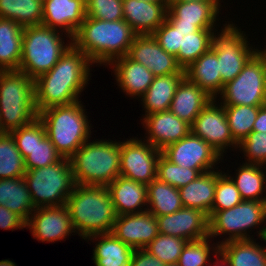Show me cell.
Listing matches in <instances>:
<instances>
[{
    "label": "cell",
    "instance_id": "cell-10",
    "mask_svg": "<svg viewBox=\"0 0 266 266\" xmlns=\"http://www.w3.org/2000/svg\"><path fill=\"white\" fill-rule=\"evenodd\" d=\"M223 26L217 35L214 31L211 48L216 52L222 84L225 85L238 76L259 49L249 46L245 32L238 29L234 23L228 22Z\"/></svg>",
    "mask_w": 266,
    "mask_h": 266
},
{
    "label": "cell",
    "instance_id": "cell-12",
    "mask_svg": "<svg viewBox=\"0 0 266 266\" xmlns=\"http://www.w3.org/2000/svg\"><path fill=\"white\" fill-rule=\"evenodd\" d=\"M161 154V150L136 137L121 142L120 175L150 184L157 178V163Z\"/></svg>",
    "mask_w": 266,
    "mask_h": 266
},
{
    "label": "cell",
    "instance_id": "cell-52",
    "mask_svg": "<svg viewBox=\"0 0 266 266\" xmlns=\"http://www.w3.org/2000/svg\"><path fill=\"white\" fill-rule=\"evenodd\" d=\"M264 105L266 106V49L264 48Z\"/></svg>",
    "mask_w": 266,
    "mask_h": 266
},
{
    "label": "cell",
    "instance_id": "cell-47",
    "mask_svg": "<svg viewBox=\"0 0 266 266\" xmlns=\"http://www.w3.org/2000/svg\"><path fill=\"white\" fill-rule=\"evenodd\" d=\"M10 133L16 142L19 152L25 158L35 146V120Z\"/></svg>",
    "mask_w": 266,
    "mask_h": 266
},
{
    "label": "cell",
    "instance_id": "cell-34",
    "mask_svg": "<svg viewBox=\"0 0 266 266\" xmlns=\"http://www.w3.org/2000/svg\"><path fill=\"white\" fill-rule=\"evenodd\" d=\"M265 167L257 164L243 163L236 170L235 178L227 173L235 183L243 200L266 201V195L262 196L266 191V171L263 172L266 169Z\"/></svg>",
    "mask_w": 266,
    "mask_h": 266
},
{
    "label": "cell",
    "instance_id": "cell-3",
    "mask_svg": "<svg viewBox=\"0 0 266 266\" xmlns=\"http://www.w3.org/2000/svg\"><path fill=\"white\" fill-rule=\"evenodd\" d=\"M65 205L75 233L84 240L111 233L117 215L107 186L76 184Z\"/></svg>",
    "mask_w": 266,
    "mask_h": 266
},
{
    "label": "cell",
    "instance_id": "cell-21",
    "mask_svg": "<svg viewBox=\"0 0 266 266\" xmlns=\"http://www.w3.org/2000/svg\"><path fill=\"white\" fill-rule=\"evenodd\" d=\"M123 19L136 35H152L166 20L169 4L123 0Z\"/></svg>",
    "mask_w": 266,
    "mask_h": 266
},
{
    "label": "cell",
    "instance_id": "cell-6",
    "mask_svg": "<svg viewBox=\"0 0 266 266\" xmlns=\"http://www.w3.org/2000/svg\"><path fill=\"white\" fill-rule=\"evenodd\" d=\"M90 140L70 158L75 184L108 186L120 175L121 141Z\"/></svg>",
    "mask_w": 266,
    "mask_h": 266
},
{
    "label": "cell",
    "instance_id": "cell-16",
    "mask_svg": "<svg viewBox=\"0 0 266 266\" xmlns=\"http://www.w3.org/2000/svg\"><path fill=\"white\" fill-rule=\"evenodd\" d=\"M127 56L147 67L155 76L185 73L176 57L161 48L153 35H136Z\"/></svg>",
    "mask_w": 266,
    "mask_h": 266
},
{
    "label": "cell",
    "instance_id": "cell-9",
    "mask_svg": "<svg viewBox=\"0 0 266 266\" xmlns=\"http://www.w3.org/2000/svg\"><path fill=\"white\" fill-rule=\"evenodd\" d=\"M266 221V201L243 200L234 207L215 212L209 219V237L229 235L218 245L238 240H249L247 230L258 227ZM262 223V224H261Z\"/></svg>",
    "mask_w": 266,
    "mask_h": 266
},
{
    "label": "cell",
    "instance_id": "cell-4",
    "mask_svg": "<svg viewBox=\"0 0 266 266\" xmlns=\"http://www.w3.org/2000/svg\"><path fill=\"white\" fill-rule=\"evenodd\" d=\"M85 110L81 101H77L49 107L38 113L48 138L62 158L70 159L91 137L92 126Z\"/></svg>",
    "mask_w": 266,
    "mask_h": 266
},
{
    "label": "cell",
    "instance_id": "cell-38",
    "mask_svg": "<svg viewBox=\"0 0 266 266\" xmlns=\"http://www.w3.org/2000/svg\"><path fill=\"white\" fill-rule=\"evenodd\" d=\"M24 158L11 133H0V180L21 178L25 175Z\"/></svg>",
    "mask_w": 266,
    "mask_h": 266
},
{
    "label": "cell",
    "instance_id": "cell-46",
    "mask_svg": "<svg viewBox=\"0 0 266 266\" xmlns=\"http://www.w3.org/2000/svg\"><path fill=\"white\" fill-rule=\"evenodd\" d=\"M213 33L214 29H200L193 33V36L187 38L185 68L211 48Z\"/></svg>",
    "mask_w": 266,
    "mask_h": 266
},
{
    "label": "cell",
    "instance_id": "cell-28",
    "mask_svg": "<svg viewBox=\"0 0 266 266\" xmlns=\"http://www.w3.org/2000/svg\"><path fill=\"white\" fill-rule=\"evenodd\" d=\"M200 28L196 25L180 24V22H169L167 19L152 34L160 47L176 57L178 64L185 69L186 41Z\"/></svg>",
    "mask_w": 266,
    "mask_h": 266
},
{
    "label": "cell",
    "instance_id": "cell-37",
    "mask_svg": "<svg viewBox=\"0 0 266 266\" xmlns=\"http://www.w3.org/2000/svg\"><path fill=\"white\" fill-rule=\"evenodd\" d=\"M61 155L48 138L43 122L35 119V146L24 158L26 170L46 167L61 160Z\"/></svg>",
    "mask_w": 266,
    "mask_h": 266
},
{
    "label": "cell",
    "instance_id": "cell-1",
    "mask_svg": "<svg viewBox=\"0 0 266 266\" xmlns=\"http://www.w3.org/2000/svg\"><path fill=\"white\" fill-rule=\"evenodd\" d=\"M92 64L93 62L72 44L50 71L34 80L38 113L49 107L79 101L90 79Z\"/></svg>",
    "mask_w": 266,
    "mask_h": 266
},
{
    "label": "cell",
    "instance_id": "cell-51",
    "mask_svg": "<svg viewBox=\"0 0 266 266\" xmlns=\"http://www.w3.org/2000/svg\"><path fill=\"white\" fill-rule=\"evenodd\" d=\"M190 1L211 2L218 10H221L220 0H170V2H190Z\"/></svg>",
    "mask_w": 266,
    "mask_h": 266
},
{
    "label": "cell",
    "instance_id": "cell-41",
    "mask_svg": "<svg viewBox=\"0 0 266 266\" xmlns=\"http://www.w3.org/2000/svg\"><path fill=\"white\" fill-rule=\"evenodd\" d=\"M210 237H206L204 239L189 241L184 246L179 259L178 266H209L207 262L210 259V251L215 253L214 255L217 257L219 255V245L214 244L210 245Z\"/></svg>",
    "mask_w": 266,
    "mask_h": 266
},
{
    "label": "cell",
    "instance_id": "cell-29",
    "mask_svg": "<svg viewBox=\"0 0 266 266\" xmlns=\"http://www.w3.org/2000/svg\"><path fill=\"white\" fill-rule=\"evenodd\" d=\"M185 73L155 76L148 90L140 97L145 114L167 111L170 108L175 91Z\"/></svg>",
    "mask_w": 266,
    "mask_h": 266
},
{
    "label": "cell",
    "instance_id": "cell-27",
    "mask_svg": "<svg viewBox=\"0 0 266 266\" xmlns=\"http://www.w3.org/2000/svg\"><path fill=\"white\" fill-rule=\"evenodd\" d=\"M216 188V171L200 174L195 180L179 188L183 207L201 210L210 218Z\"/></svg>",
    "mask_w": 266,
    "mask_h": 266
},
{
    "label": "cell",
    "instance_id": "cell-18",
    "mask_svg": "<svg viewBox=\"0 0 266 266\" xmlns=\"http://www.w3.org/2000/svg\"><path fill=\"white\" fill-rule=\"evenodd\" d=\"M111 233L134 250L142 249L159 234L158 221L148 210L116 216Z\"/></svg>",
    "mask_w": 266,
    "mask_h": 266
},
{
    "label": "cell",
    "instance_id": "cell-56",
    "mask_svg": "<svg viewBox=\"0 0 266 266\" xmlns=\"http://www.w3.org/2000/svg\"><path fill=\"white\" fill-rule=\"evenodd\" d=\"M145 1H150V2H154L157 4H169L170 0H145Z\"/></svg>",
    "mask_w": 266,
    "mask_h": 266
},
{
    "label": "cell",
    "instance_id": "cell-15",
    "mask_svg": "<svg viewBox=\"0 0 266 266\" xmlns=\"http://www.w3.org/2000/svg\"><path fill=\"white\" fill-rule=\"evenodd\" d=\"M26 227L30 229L34 239L46 243L63 240L75 233L65 204L35 208Z\"/></svg>",
    "mask_w": 266,
    "mask_h": 266
},
{
    "label": "cell",
    "instance_id": "cell-22",
    "mask_svg": "<svg viewBox=\"0 0 266 266\" xmlns=\"http://www.w3.org/2000/svg\"><path fill=\"white\" fill-rule=\"evenodd\" d=\"M107 188L117 216L147 211L146 184L119 175Z\"/></svg>",
    "mask_w": 266,
    "mask_h": 266
},
{
    "label": "cell",
    "instance_id": "cell-14",
    "mask_svg": "<svg viewBox=\"0 0 266 266\" xmlns=\"http://www.w3.org/2000/svg\"><path fill=\"white\" fill-rule=\"evenodd\" d=\"M215 102L216 99H212L208 103L190 128L193 135L206 141L223 158V153L227 151L225 149L233 147L238 150V143L232 137L224 105Z\"/></svg>",
    "mask_w": 266,
    "mask_h": 266
},
{
    "label": "cell",
    "instance_id": "cell-8",
    "mask_svg": "<svg viewBox=\"0 0 266 266\" xmlns=\"http://www.w3.org/2000/svg\"><path fill=\"white\" fill-rule=\"evenodd\" d=\"M23 178L35 208L64 205L76 185L71 161L67 158L46 167L26 170Z\"/></svg>",
    "mask_w": 266,
    "mask_h": 266
},
{
    "label": "cell",
    "instance_id": "cell-7",
    "mask_svg": "<svg viewBox=\"0 0 266 266\" xmlns=\"http://www.w3.org/2000/svg\"><path fill=\"white\" fill-rule=\"evenodd\" d=\"M60 32L43 25L25 27L19 70L34 80L50 71L72 45V40L65 44Z\"/></svg>",
    "mask_w": 266,
    "mask_h": 266
},
{
    "label": "cell",
    "instance_id": "cell-53",
    "mask_svg": "<svg viewBox=\"0 0 266 266\" xmlns=\"http://www.w3.org/2000/svg\"><path fill=\"white\" fill-rule=\"evenodd\" d=\"M258 236L260 238V240L264 241V243L266 244V226L264 225L258 232Z\"/></svg>",
    "mask_w": 266,
    "mask_h": 266
},
{
    "label": "cell",
    "instance_id": "cell-13",
    "mask_svg": "<svg viewBox=\"0 0 266 266\" xmlns=\"http://www.w3.org/2000/svg\"><path fill=\"white\" fill-rule=\"evenodd\" d=\"M161 153L170 162L196 169L200 174L215 170L218 161L220 163L224 159L206 141L191 132L178 142L166 146Z\"/></svg>",
    "mask_w": 266,
    "mask_h": 266
},
{
    "label": "cell",
    "instance_id": "cell-43",
    "mask_svg": "<svg viewBox=\"0 0 266 266\" xmlns=\"http://www.w3.org/2000/svg\"><path fill=\"white\" fill-rule=\"evenodd\" d=\"M200 173L196 169L181 167L170 162L162 154L157 163V179L175 188H180L195 180Z\"/></svg>",
    "mask_w": 266,
    "mask_h": 266
},
{
    "label": "cell",
    "instance_id": "cell-36",
    "mask_svg": "<svg viewBox=\"0 0 266 266\" xmlns=\"http://www.w3.org/2000/svg\"><path fill=\"white\" fill-rule=\"evenodd\" d=\"M43 0H0V18L15 21L21 27L42 25Z\"/></svg>",
    "mask_w": 266,
    "mask_h": 266
},
{
    "label": "cell",
    "instance_id": "cell-40",
    "mask_svg": "<svg viewBox=\"0 0 266 266\" xmlns=\"http://www.w3.org/2000/svg\"><path fill=\"white\" fill-rule=\"evenodd\" d=\"M187 242L180 237L159 233L145 249L162 263L175 264Z\"/></svg>",
    "mask_w": 266,
    "mask_h": 266
},
{
    "label": "cell",
    "instance_id": "cell-48",
    "mask_svg": "<svg viewBox=\"0 0 266 266\" xmlns=\"http://www.w3.org/2000/svg\"><path fill=\"white\" fill-rule=\"evenodd\" d=\"M26 221L5 206L0 205V228L5 230H17L26 228Z\"/></svg>",
    "mask_w": 266,
    "mask_h": 266
},
{
    "label": "cell",
    "instance_id": "cell-42",
    "mask_svg": "<svg viewBox=\"0 0 266 266\" xmlns=\"http://www.w3.org/2000/svg\"><path fill=\"white\" fill-rule=\"evenodd\" d=\"M223 173L216 170L215 198L210 217L217 211L230 209L243 201L235 183L226 173Z\"/></svg>",
    "mask_w": 266,
    "mask_h": 266
},
{
    "label": "cell",
    "instance_id": "cell-5",
    "mask_svg": "<svg viewBox=\"0 0 266 266\" xmlns=\"http://www.w3.org/2000/svg\"><path fill=\"white\" fill-rule=\"evenodd\" d=\"M38 117L35 81L20 70L0 71L1 133L21 128Z\"/></svg>",
    "mask_w": 266,
    "mask_h": 266
},
{
    "label": "cell",
    "instance_id": "cell-54",
    "mask_svg": "<svg viewBox=\"0 0 266 266\" xmlns=\"http://www.w3.org/2000/svg\"><path fill=\"white\" fill-rule=\"evenodd\" d=\"M213 264H214L213 266H225L226 264H227L226 266H230L221 256L219 257V255L217 256L216 262L215 263L213 262ZM209 266H212L211 263Z\"/></svg>",
    "mask_w": 266,
    "mask_h": 266
},
{
    "label": "cell",
    "instance_id": "cell-35",
    "mask_svg": "<svg viewBox=\"0 0 266 266\" xmlns=\"http://www.w3.org/2000/svg\"><path fill=\"white\" fill-rule=\"evenodd\" d=\"M147 204V210L156 217L169 215L183 207L179 189L157 178L147 185Z\"/></svg>",
    "mask_w": 266,
    "mask_h": 266
},
{
    "label": "cell",
    "instance_id": "cell-24",
    "mask_svg": "<svg viewBox=\"0 0 266 266\" xmlns=\"http://www.w3.org/2000/svg\"><path fill=\"white\" fill-rule=\"evenodd\" d=\"M219 12L211 2H170L166 19L169 22L196 25L200 29H215L214 24H217Z\"/></svg>",
    "mask_w": 266,
    "mask_h": 266
},
{
    "label": "cell",
    "instance_id": "cell-23",
    "mask_svg": "<svg viewBox=\"0 0 266 266\" xmlns=\"http://www.w3.org/2000/svg\"><path fill=\"white\" fill-rule=\"evenodd\" d=\"M115 71L119 88L129 97H141L155 78L152 71L144 65L130 59L127 55L117 58L110 64Z\"/></svg>",
    "mask_w": 266,
    "mask_h": 266
},
{
    "label": "cell",
    "instance_id": "cell-45",
    "mask_svg": "<svg viewBox=\"0 0 266 266\" xmlns=\"http://www.w3.org/2000/svg\"><path fill=\"white\" fill-rule=\"evenodd\" d=\"M123 0H85L86 16L104 21L123 19Z\"/></svg>",
    "mask_w": 266,
    "mask_h": 266
},
{
    "label": "cell",
    "instance_id": "cell-55",
    "mask_svg": "<svg viewBox=\"0 0 266 266\" xmlns=\"http://www.w3.org/2000/svg\"><path fill=\"white\" fill-rule=\"evenodd\" d=\"M0 266H16V264L11 260L5 259L0 261Z\"/></svg>",
    "mask_w": 266,
    "mask_h": 266
},
{
    "label": "cell",
    "instance_id": "cell-33",
    "mask_svg": "<svg viewBox=\"0 0 266 266\" xmlns=\"http://www.w3.org/2000/svg\"><path fill=\"white\" fill-rule=\"evenodd\" d=\"M0 205L28 221L35 207L23 177L0 180Z\"/></svg>",
    "mask_w": 266,
    "mask_h": 266
},
{
    "label": "cell",
    "instance_id": "cell-39",
    "mask_svg": "<svg viewBox=\"0 0 266 266\" xmlns=\"http://www.w3.org/2000/svg\"><path fill=\"white\" fill-rule=\"evenodd\" d=\"M233 139L239 144L253 130L260 106L224 105Z\"/></svg>",
    "mask_w": 266,
    "mask_h": 266
},
{
    "label": "cell",
    "instance_id": "cell-2",
    "mask_svg": "<svg viewBox=\"0 0 266 266\" xmlns=\"http://www.w3.org/2000/svg\"><path fill=\"white\" fill-rule=\"evenodd\" d=\"M136 34L124 20L104 21L87 17L84 19L72 44L82 51L93 65H109L128 54Z\"/></svg>",
    "mask_w": 266,
    "mask_h": 266
},
{
    "label": "cell",
    "instance_id": "cell-32",
    "mask_svg": "<svg viewBox=\"0 0 266 266\" xmlns=\"http://www.w3.org/2000/svg\"><path fill=\"white\" fill-rule=\"evenodd\" d=\"M219 247V256L230 266H266V247L254 239L230 241Z\"/></svg>",
    "mask_w": 266,
    "mask_h": 266
},
{
    "label": "cell",
    "instance_id": "cell-31",
    "mask_svg": "<svg viewBox=\"0 0 266 266\" xmlns=\"http://www.w3.org/2000/svg\"><path fill=\"white\" fill-rule=\"evenodd\" d=\"M23 29L13 20L0 18V71L19 70Z\"/></svg>",
    "mask_w": 266,
    "mask_h": 266
},
{
    "label": "cell",
    "instance_id": "cell-26",
    "mask_svg": "<svg viewBox=\"0 0 266 266\" xmlns=\"http://www.w3.org/2000/svg\"><path fill=\"white\" fill-rule=\"evenodd\" d=\"M185 77L192 83L197 84L210 97L217 100L224 87L216 52L210 48L196 61L184 69Z\"/></svg>",
    "mask_w": 266,
    "mask_h": 266
},
{
    "label": "cell",
    "instance_id": "cell-20",
    "mask_svg": "<svg viewBox=\"0 0 266 266\" xmlns=\"http://www.w3.org/2000/svg\"><path fill=\"white\" fill-rule=\"evenodd\" d=\"M85 18V0H43L42 25L63 29L64 37L72 40Z\"/></svg>",
    "mask_w": 266,
    "mask_h": 266
},
{
    "label": "cell",
    "instance_id": "cell-49",
    "mask_svg": "<svg viewBox=\"0 0 266 266\" xmlns=\"http://www.w3.org/2000/svg\"><path fill=\"white\" fill-rule=\"evenodd\" d=\"M129 266H164V263L142 248L134 250Z\"/></svg>",
    "mask_w": 266,
    "mask_h": 266
},
{
    "label": "cell",
    "instance_id": "cell-11",
    "mask_svg": "<svg viewBox=\"0 0 266 266\" xmlns=\"http://www.w3.org/2000/svg\"><path fill=\"white\" fill-rule=\"evenodd\" d=\"M222 105H264V50H258L220 93Z\"/></svg>",
    "mask_w": 266,
    "mask_h": 266
},
{
    "label": "cell",
    "instance_id": "cell-57",
    "mask_svg": "<svg viewBox=\"0 0 266 266\" xmlns=\"http://www.w3.org/2000/svg\"><path fill=\"white\" fill-rule=\"evenodd\" d=\"M164 266H178V264L177 263H175V264H164Z\"/></svg>",
    "mask_w": 266,
    "mask_h": 266
},
{
    "label": "cell",
    "instance_id": "cell-44",
    "mask_svg": "<svg viewBox=\"0 0 266 266\" xmlns=\"http://www.w3.org/2000/svg\"><path fill=\"white\" fill-rule=\"evenodd\" d=\"M238 148L247 157L245 163L266 166V132L252 131L238 144Z\"/></svg>",
    "mask_w": 266,
    "mask_h": 266
},
{
    "label": "cell",
    "instance_id": "cell-25",
    "mask_svg": "<svg viewBox=\"0 0 266 266\" xmlns=\"http://www.w3.org/2000/svg\"><path fill=\"white\" fill-rule=\"evenodd\" d=\"M212 99L197 84L184 77L176 88L169 110L191 125Z\"/></svg>",
    "mask_w": 266,
    "mask_h": 266
},
{
    "label": "cell",
    "instance_id": "cell-30",
    "mask_svg": "<svg viewBox=\"0 0 266 266\" xmlns=\"http://www.w3.org/2000/svg\"><path fill=\"white\" fill-rule=\"evenodd\" d=\"M87 239L98 240L95 244L96 247L93 249L94 252L92 258L96 266L130 265L134 249L116 238L112 233L92 235Z\"/></svg>",
    "mask_w": 266,
    "mask_h": 266
},
{
    "label": "cell",
    "instance_id": "cell-19",
    "mask_svg": "<svg viewBox=\"0 0 266 266\" xmlns=\"http://www.w3.org/2000/svg\"><path fill=\"white\" fill-rule=\"evenodd\" d=\"M142 125L145 126L147 140L159 150L178 142L191 132V125L180 119L170 110L151 113L143 116Z\"/></svg>",
    "mask_w": 266,
    "mask_h": 266
},
{
    "label": "cell",
    "instance_id": "cell-17",
    "mask_svg": "<svg viewBox=\"0 0 266 266\" xmlns=\"http://www.w3.org/2000/svg\"><path fill=\"white\" fill-rule=\"evenodd\" d=\"M160 234L196 241L209 236L208 216L201 210L182 207L169 215L157 216Z\"/></svg>",
    "mask_w": 266,
    "mask_h": 266
},
{
    "label": "cell",
    "instance_id": "cell-50",
    "mask_svg": "<svg viewBox=\"0 0 266 266\" xmlns=\"http://www.w3.org/2000/svg\"><path fill=\"white\" fill-rule=\"evenodd\" d=\"M256 132H266V106H260L256 120L253 125V130Z\"/></svg>",
    "mask_w": 266,
    "mask_h": 266
}]
</instances>
